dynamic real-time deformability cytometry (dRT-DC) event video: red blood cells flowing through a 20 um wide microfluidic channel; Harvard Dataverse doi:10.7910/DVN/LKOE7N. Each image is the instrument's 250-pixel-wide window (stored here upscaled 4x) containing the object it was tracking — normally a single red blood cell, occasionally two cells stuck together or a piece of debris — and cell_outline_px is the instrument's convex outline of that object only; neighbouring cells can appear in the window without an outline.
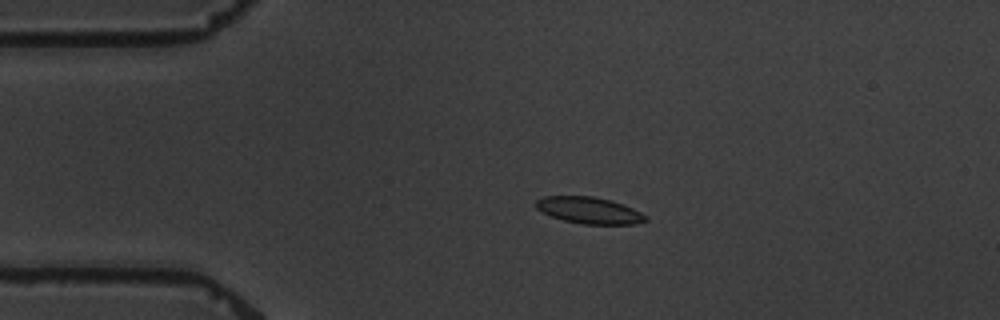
{"species": "common noctule bat (a hibernating species)", "species_latin": "Nyctalus noctula", "temperature_condition": "warm", "stored_images_in_passage": 4, "camera_frame_rate_fps": 3000, "um_per_image_px": 0.085, "animal": {"sex": "male", "body_mass_g": 19.5, "forearm_length_mm": 54.6}, "frame": {"image": 1, "passage_image": 3, "time_ms": 2.333, "image_size_px": [1000, 320], "cell_outline_px": [[648, 220], [636, 224], [584, 224], [564, 220], [540, 212], [536, 208], [536, 200], [544, 196], [592, 196], [612, 200], [624, 204], [648, 216]], "centroid_in_image_um": [50.09, 17.87], "position_along_channel_um": 34.9, "area_um2": 17.05}}